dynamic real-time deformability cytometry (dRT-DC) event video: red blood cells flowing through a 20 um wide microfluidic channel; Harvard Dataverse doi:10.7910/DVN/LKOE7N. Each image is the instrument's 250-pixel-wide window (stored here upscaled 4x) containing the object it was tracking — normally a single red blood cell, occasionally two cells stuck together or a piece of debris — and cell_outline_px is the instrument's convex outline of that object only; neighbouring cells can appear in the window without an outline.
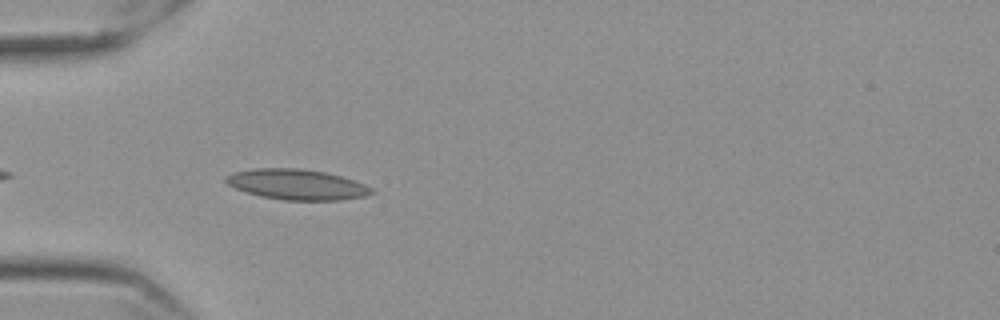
{"species": "Egyptian fruit bat (a non-hibernating species)", "species_latin": "Rousettus aegyptiacus", "temperature_condition": "cold", "stored_images_in_passage": 28, "camera_frame_rate_fps": 3000, "um_per_image_px": 0.085, "frame": {"image": 1, "passage_image": 3, "time_ms": 0.667, "image_size_px": [1000, 320], "cell_outline_px": [[376, 192], [364, 196], [340, 200], [284, 200], [260, 196], [236, 188], [228, 184], [224, 180], [224, 176], [232, 172], [252, 168], [300, 168], [324, 172], [340, 176], [364, 184], [372, 188]], "centroid_in_image_um": [25.2, 15.67], "position_along_channel_um": 59.8, "area_um2": 25.78}}
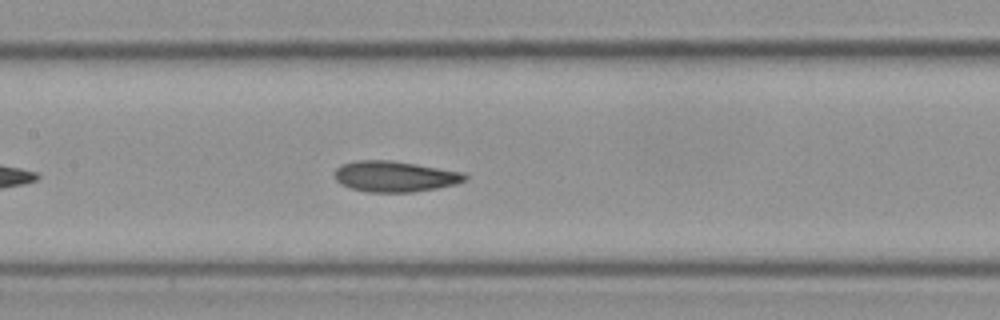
{"frame": {"image": 2, "passage_image": 13, "time_ms": 4.0, "image_size_px": [1000, 320], "cell_outline_px": [[468, 176], [464, 180], [456, 184], [436, 188], [412, 192], [368, 192], [352, 188], [340, 184], [336, 180], [336, 168], [340, 164], [356, 160], [392, 160], [464, 172]], "centroid_in_image_um": [33.55, 14.99], "position_along_channel_um": 173.8, "area_um2": 23.35}}
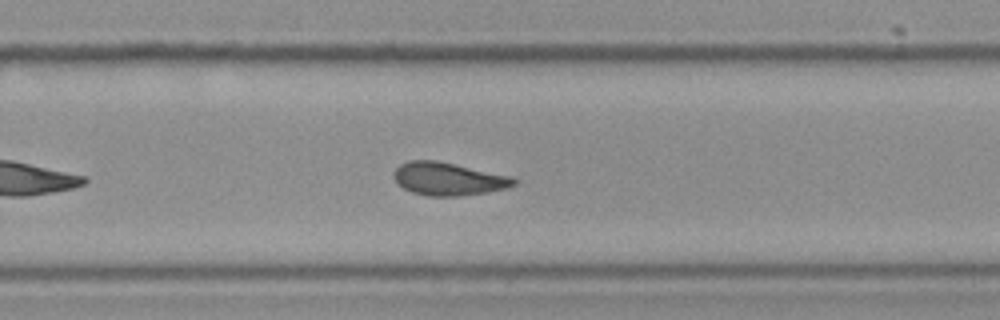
{"frame": {"image": 3, "passage_image": 23, "time_ms": 7.333, "image_size_px": [1000, 320], "cell_outline_px": [[516, 184], [508, 188], [484, 192], [456, 196], [428, 196], [412, 192], [404, 188], [392, 176], [392, 172], [400, 164], [408, 160], [436, 160], [512, 176], [516, 180]], "centroid_in_image_um": [38.09, 15.19], "position_along_channel_um": 291.7, "area_um2": 22.95}}